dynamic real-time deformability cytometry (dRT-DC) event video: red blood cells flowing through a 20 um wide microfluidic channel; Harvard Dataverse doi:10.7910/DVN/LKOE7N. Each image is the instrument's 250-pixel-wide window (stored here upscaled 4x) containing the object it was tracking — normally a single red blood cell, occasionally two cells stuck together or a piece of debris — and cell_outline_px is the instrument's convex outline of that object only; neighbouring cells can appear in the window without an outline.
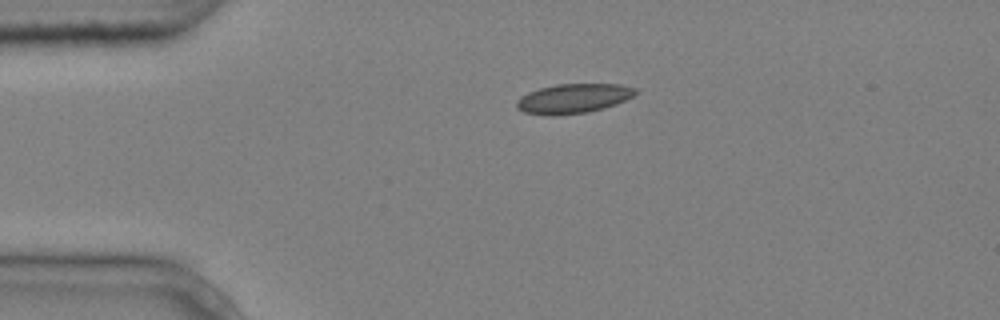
{"species": "common noctule bat (a hibernating species)", "species_latin": "Nyctalus noctula", "temperature_condition": "cold", "stored_images_in_passage": 2, "camera_frame_rate_fps": 3000, "um_per_image_px": 0.085, "animal": {"sex": "male", "body_mass_g": 20.4}, "frame": {"image": 1, "passage_image": 1, "time_ms": 0.0, "image_size_px": [1000, 320], "cell_outline_px": [[636, 92], [632, 96], [616, 104], [604, 108], [588, 112], [552, 116], [524, 112], [516, 108], [516, 100], [520, 96], [528, 92], [540, 88], [556, 84], [620, 84], [636, 88]], "centroid_in_image_um": [48.69, 8.37], "position_along_channel_um": 36.3, "area_um2": 20.46}}